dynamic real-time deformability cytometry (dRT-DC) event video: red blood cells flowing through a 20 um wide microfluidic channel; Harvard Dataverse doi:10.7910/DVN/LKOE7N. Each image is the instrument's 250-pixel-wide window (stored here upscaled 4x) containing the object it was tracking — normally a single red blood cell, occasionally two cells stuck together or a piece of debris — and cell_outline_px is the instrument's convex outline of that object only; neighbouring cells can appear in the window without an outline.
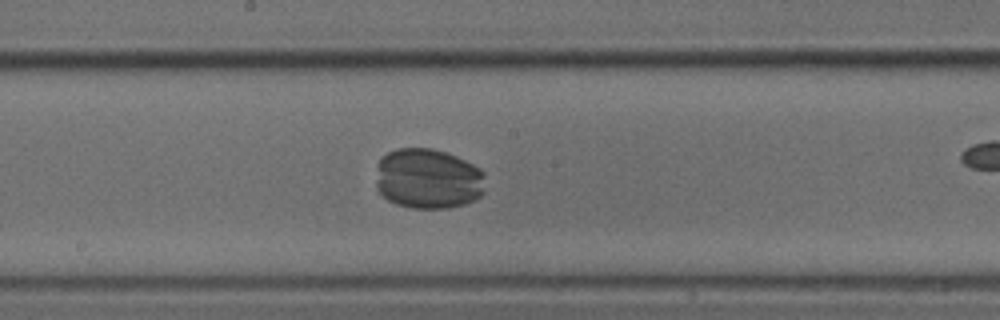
{"species": "common noctule bat (a hibernating species)", "species_latin": "Nyctalus noctula", "temperature_condition": "cold", "stored_images_in_passage": 32, "camera_frame_rate_fps": 3000, "um_per_image_px": 0.085, "animal": {"sex": "male", "body_mass_g": 18.8}, "frame": {"image": 1, "passage_image": 18, "time_ms": 5.667, "image_size_px": [1000, 320], "cell_outline_px": [[484, 192], [476, 200], [464, 204], [448, 208], [412, 208], [396, 204], [388, 200], [376, 188], [376, 184], [380, 160], [388, 152], [396, 148], [432, 148], [456, 156], [480, 168], [484, 172]], "centroid_in_image_um": [36.41, 15.2], "position_along_channel_um": 211.8, "area_um2": 38.55}}
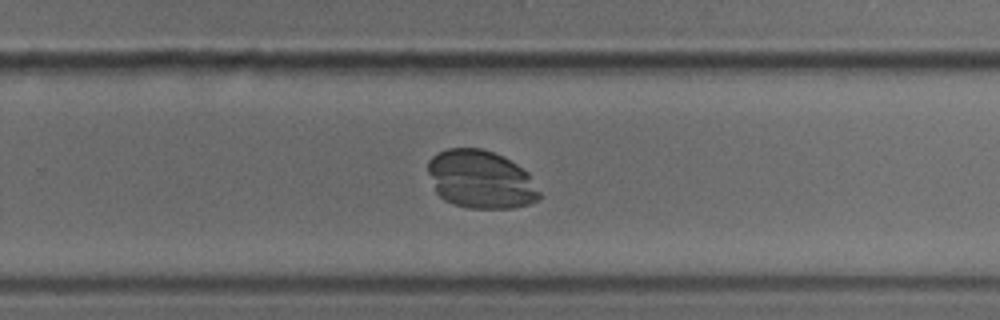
{"frame": {"image": 2, "passage_image": 24, "time_ms": 7.667, "image_size_px": [1000, 320], "cell_outline_px": [[540, 196], [536, 200], [528, 204], [512, 208], [468, 208], [452, 204], [444, 200], [436, 192], [428, 172], [428, 160], [436, 152], [448, 148], [480, 148], [504, 156], [528, 172], [540, 192]], "centroid_in_image_um": [40.84, 15.25], "position_along_channel_um": 289.0, "area_um2": 37.86}}
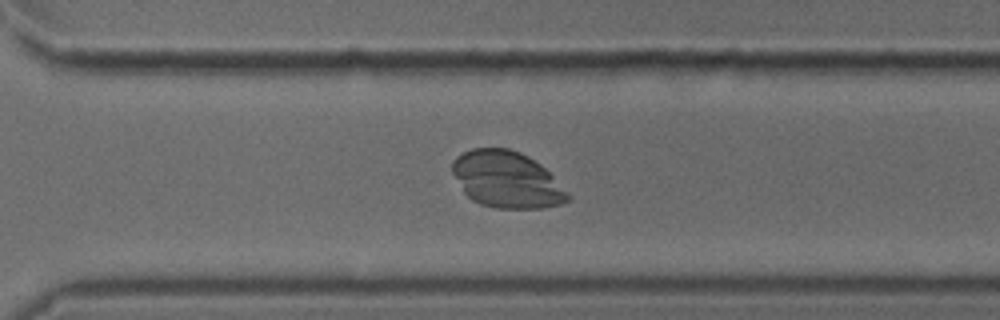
{"frame": {"image": 3, "passage_image": 27, "time_ms": 8.667, "image_size_px": [1000, 320], "cell_outline_px": [[572, 196], [568, 200], [560, 204], [544, 208], [496, 208], [480, 204], [472, 200], [464, 192], [452, 172], [452, 160], [456, 156], [472, 148], [508, 148], [520, 152], [528, 156], [540, 164]], "centroid_in_image_um": [43.06, 15.26], "position_along_channel_um": 327.5, "area_um2": 37.92}}